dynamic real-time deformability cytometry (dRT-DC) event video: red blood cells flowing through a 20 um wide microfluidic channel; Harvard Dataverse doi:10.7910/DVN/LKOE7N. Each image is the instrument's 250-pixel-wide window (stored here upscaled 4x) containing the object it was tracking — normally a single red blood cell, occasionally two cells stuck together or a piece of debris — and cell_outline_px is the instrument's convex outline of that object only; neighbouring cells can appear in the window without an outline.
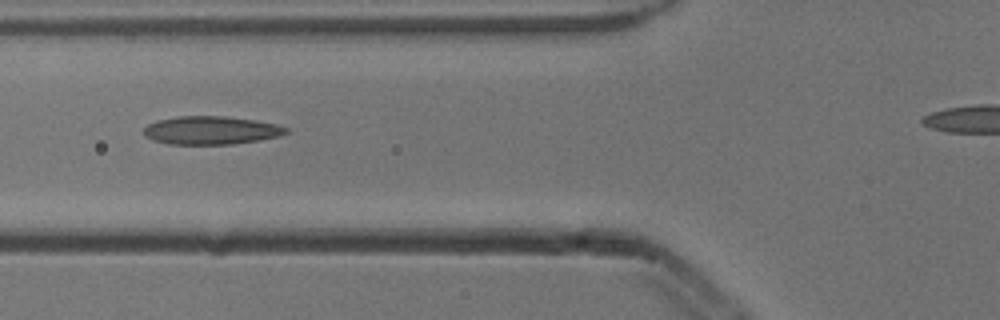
{"species": "common noctule bat (a hibernating species)", "species_latin": "Nyctalus noctula", "temperature_condition": "cold", "stored_images_in_passage": 3, "camera_frame_rate_fps": 3000, "um_per_image_px": 0.085, "animal": {"sex": "male", "body_mass_g": 13.3}, "frame": {"image": 1, "passage_image": 3, "time_ms": 0.667, "image_size_px": [1000, 320], "cell_outline_px": [[288, 132], [280, 136], [232, 144], [168, 144], [152, 140], [144, 136], [144, 128], [148, 124], [156, 120], [180, 116], [224, 116], [256, 120], [276, 124], [288, 128]], "centroid_in_image_um": [17.91, 11.07], "position_along_channel_um": 107.9, "area_um2": 23.41}}